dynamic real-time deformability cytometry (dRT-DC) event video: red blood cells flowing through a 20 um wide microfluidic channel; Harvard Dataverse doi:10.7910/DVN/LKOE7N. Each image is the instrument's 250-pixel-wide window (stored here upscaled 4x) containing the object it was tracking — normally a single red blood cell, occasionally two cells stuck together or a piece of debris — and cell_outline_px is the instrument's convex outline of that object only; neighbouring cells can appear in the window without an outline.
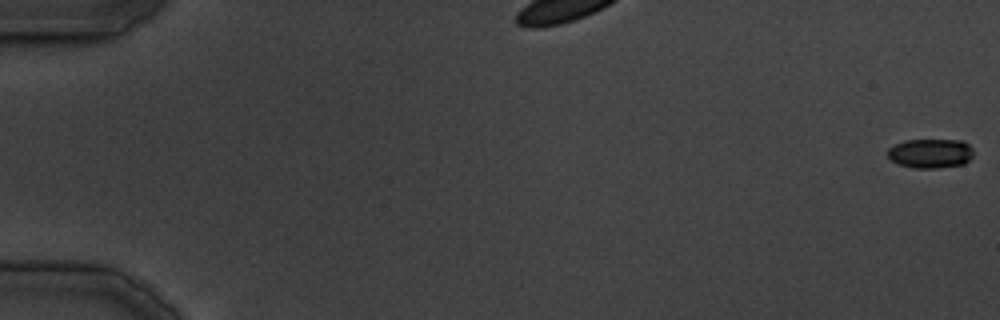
{"species": "common noctule bat (a hibernating species)", "species_latin": "Nyctalus noctula", "temperature_condition": "cold", "stored_images_in_passage": 16, "camera_frame_rate_fps": 3000, "um_per_image_px": 0.085, "animal": {"sex": "male", "body_mass_g": 19.5, "forearm_length_mm": 54.6}, "frame": {"image": 1, "passage_image": 1, "time_ms": 0.0, "image_size_px": [1000, 320], "cell_outline_px": [[972, 156], [964, 164], [936, 168], [912, 168], [900, 164], [892, 160], [888, 156], [888, 148], [892, 144], [904, 140], [964, 140], [972, 148]], "centroid_in_image_um": [79.07, 13.02], "position_along_channel_um": 5.9, "area_um2": 14.74}}